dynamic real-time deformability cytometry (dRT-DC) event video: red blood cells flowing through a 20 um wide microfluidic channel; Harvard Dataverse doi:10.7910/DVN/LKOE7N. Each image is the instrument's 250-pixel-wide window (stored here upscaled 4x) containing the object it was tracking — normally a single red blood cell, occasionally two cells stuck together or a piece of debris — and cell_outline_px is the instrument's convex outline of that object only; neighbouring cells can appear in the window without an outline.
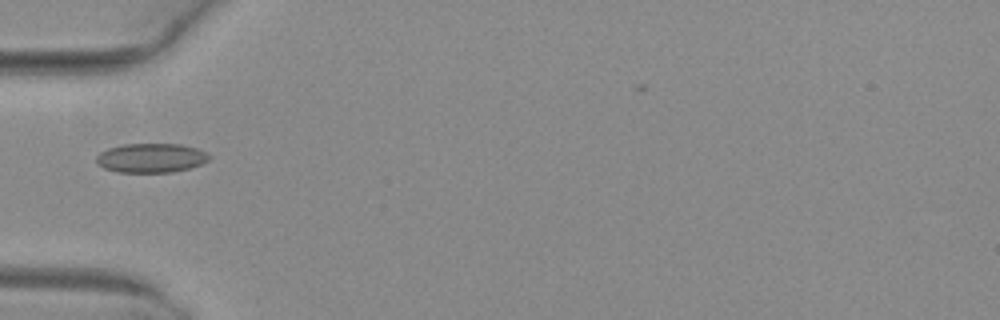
{"species": "common noctule bat (a hibernating species)", "species_latin": "Nyctalus noctula", "temperature_condition": "warm", "stored_images_in_passage": 2, "camera_frame_rate_fps": 3000, "um_per_image_px": 0.085, "animal": {"sex": "female", "body_mass_g": 29.2, "forearm_length_mm": 56.3}, "frame": {"image": 1, "passage_image": 1, "time_ms": 0.0, "image_size_px": [1000, 320], "cell_outline_px": [[212, 156], [208, 160], [200, 164], [188, 168], [172, 172], [116, 172], [104, 168], [96, 164], [96, 156], [100, 152], [108, 148], [124, 144], [180, 144], [196, 148]], "centroid_in_image_um": [12.8, 13.42], "position_along_channel_um": 72.2, "area_um2": 19.19}}